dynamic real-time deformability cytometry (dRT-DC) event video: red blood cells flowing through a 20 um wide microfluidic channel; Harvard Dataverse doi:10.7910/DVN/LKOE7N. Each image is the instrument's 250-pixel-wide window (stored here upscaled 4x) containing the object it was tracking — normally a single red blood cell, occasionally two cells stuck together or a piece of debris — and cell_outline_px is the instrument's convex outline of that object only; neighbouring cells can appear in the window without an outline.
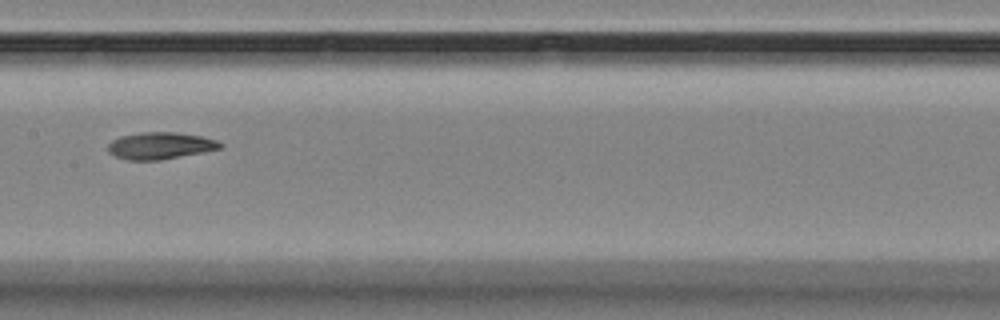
{"species": "Egyptian fruit bat (a non-hibernating species)", "species_latin": "Rousettus aegyptiacus", "temperature_condition": "room temperature", "stored_images_in_passage": 10, "camera_frame_rate_fps": 3000, "um_per_image_px": 0.085, "animal": {"sex": "female"}, "frame": {"image": 1, "passage_image": 9, "time_ms": 9.333, "image_size_px": [1000, 320], "cell_outline_px": [[224, 144], [220, 148], [160, 160], [124, 160], [108, 152], [108, 144], [112, 140], [120, 136], [144, 132], [176, 132], [200, 136], [216, 140]], "centroid_in_image_um": [13.57, 12.38], "position_along_channel_um": 193.8, "area_um2": 17.4}}
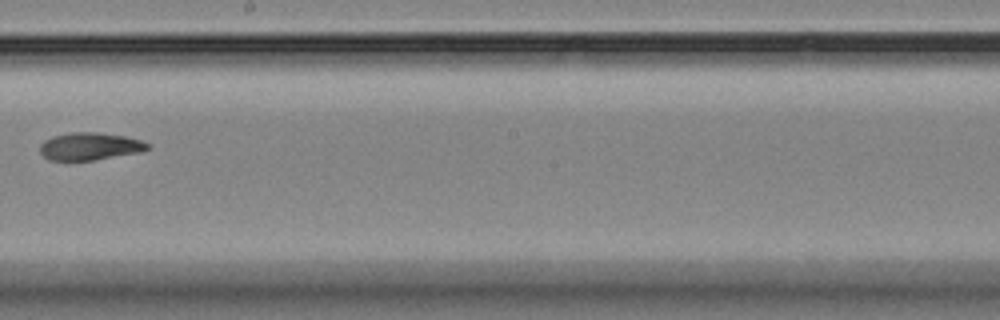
{"frame": {"image": 2, "passage_image": 10, "time_ms": 10.667, "image_size_px": [1000, 320], "cell_outline_px": [[152, 148], [140, 152], [92, 160], [48, 160], [40, 152], [40, 144], [44, 140], [52, 136], [72, 132], [96, 132], [124, 136], [140, 140], [148, 144]], "centroid_in_image_um": [7.62, 12.43], "position_along_channel_um": 240.6, "area_um2": 17.17}}